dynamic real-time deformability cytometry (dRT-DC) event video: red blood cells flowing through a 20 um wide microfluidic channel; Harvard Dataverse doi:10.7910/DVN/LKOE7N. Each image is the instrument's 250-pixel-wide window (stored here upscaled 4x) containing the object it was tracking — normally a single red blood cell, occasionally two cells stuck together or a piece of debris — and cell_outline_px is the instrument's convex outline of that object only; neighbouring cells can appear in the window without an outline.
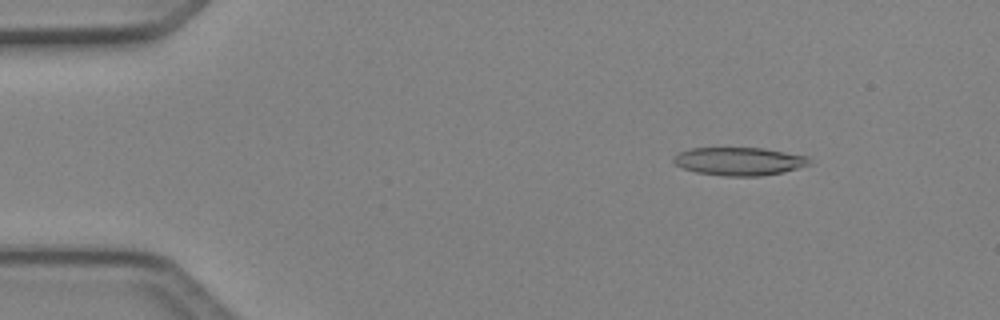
{"species": "Egyptian fruit bat (a non-hibernating species)", "species_latin": "Rousettus aegyptiacus", "temperature_condition": "cold", "stored_images_in_passage": 5, "camera_frame_rate_fps": 3000, "um_per_image_px": 0.085, "animal": {"sex": "female"}, "frame": {"image": 1, "passage_image": 2, "time_ms": 0.333, "image_size_px": [1000, 320], "cell_outline_px": [[812, 164], [784, 172], [760, 176], [724, 176], [696, 172], [684, 168], [676, 164], [672, 160], [672, 156], [688, 148], [764, 148], [808, 156]], "centroid_in_image_um": [62.84, 13.71], "position_along_channel_um": 22.2, "area_um2": 22.37}}
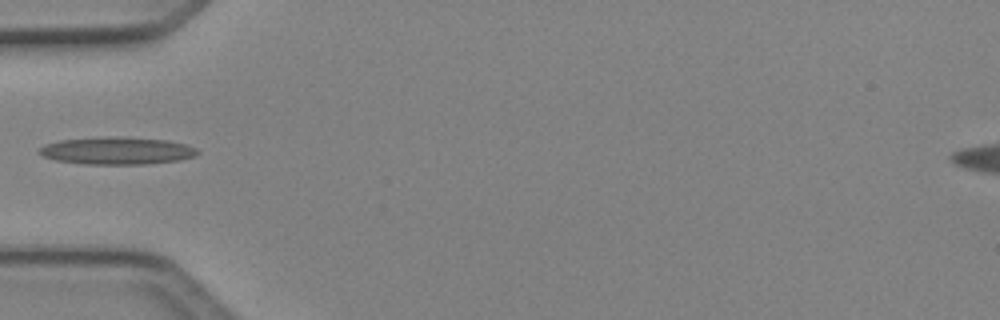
{"frame": {"image": 2, "passage_image": 5, "time_ms": 1.333, "image_size_px": [1000, 320], "cell_outline_px": [[200, 152], [196, 156], [180, 160], [148, 164], [84, 164], [56, 160], [44, 156], [36, 152], [44, 144], [60, 140], [108, 136], [120, 136], [168, 140], [184, 144], [196, 148]], "centroid_in_image_um": [9.95, 12.81], "position_along_channel_um": 75.0, "area_um2": 25.49}}